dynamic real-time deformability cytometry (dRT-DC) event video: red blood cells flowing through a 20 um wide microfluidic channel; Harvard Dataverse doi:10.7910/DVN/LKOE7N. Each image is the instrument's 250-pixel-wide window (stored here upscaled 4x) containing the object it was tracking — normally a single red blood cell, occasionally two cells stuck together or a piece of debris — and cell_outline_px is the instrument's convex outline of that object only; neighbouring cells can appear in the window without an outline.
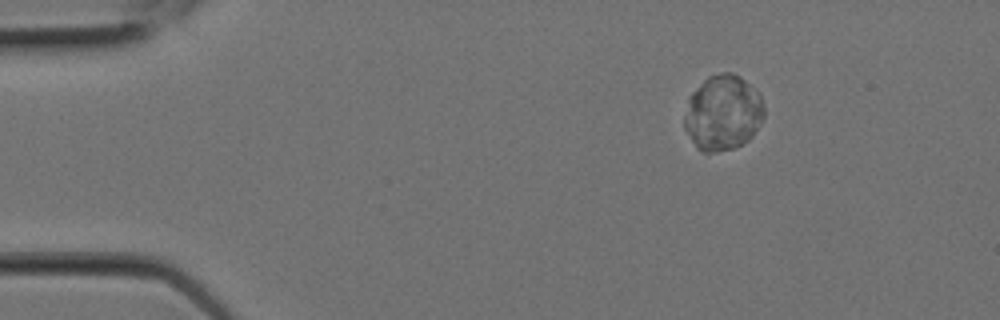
{"species": "Egyptian fruit bat (a non-hibernating species)", "species_latin": "Rousettus aegyptiacus", "temperature_condition": "room temperature", "stored_images_in_passage": 7, "camera_frame_rate_fps": 3000, "um_per_image_px": 0.085, "animal": {"sex": "female"}, "frame": {"image": 1, "passage_image": 1, "time_ms": 0.0, "image_size_px": [1000, 320], "cell_outline_px": [[764, 116], [760, 124], [752, 136], [748, 140], [732, 148], [716, 152], [704, 152], [696, 148], [684, 128], [684, 116], [688, 96], [708, 76], [724, 72], [732, 72], [740, 76], [756, 88], [760, 96], [764, 108]], "centroid_in_image_um": [61.43, 9.57], "position_along_channel_um": 23.6, "area_um2": 35.2}}
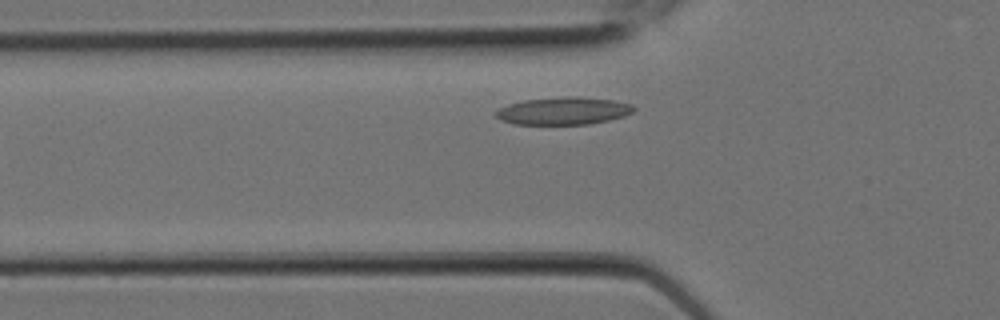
{"frame": {"image": 2, "passage_image": 7, "time_ms": 2.0, "image_size_px": [1000, 320], "cell_outline_px": [[636, 108], [632, 112], [624, 116], [608, 120], [588, 124], [512, 124], [500, 120], [496, 116], [496, 112], [500, 108], [508, 104], [524, 100], [568, 96], [576, 96], [616, 100], [632, 104]], "centroid_in_image_um": [47.91, 9.42], "position_along_channel_um": 77.9, "area_um2": 22.14}}